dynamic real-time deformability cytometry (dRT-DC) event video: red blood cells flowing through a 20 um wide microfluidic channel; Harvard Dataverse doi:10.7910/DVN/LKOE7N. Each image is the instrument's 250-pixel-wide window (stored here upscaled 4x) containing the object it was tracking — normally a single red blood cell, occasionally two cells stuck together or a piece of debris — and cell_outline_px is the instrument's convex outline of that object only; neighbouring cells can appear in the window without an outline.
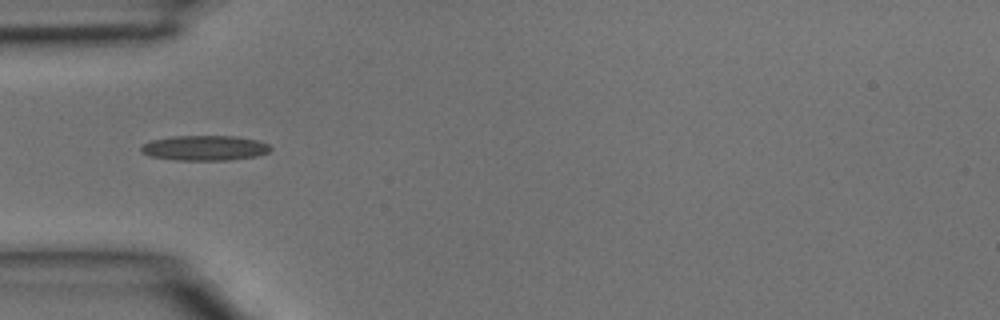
{"species": "common noctule bat (a hibernating species)", "species_latin": "Nyctalus noctula", "temperature_condition": "room temperature", "stored_images_in_passage": 39, "camera_frame_rate_fps": 3000, "um_per_image_px": 0.085, "animal": {"sex": "male", "body_mass_g": 15.6}, "frame": {"image": 1, "passage_image": 12, "time_ms": 3.667, "image_size_px": [1000, 320], "cell_outline_px": [[272, 148], [268, 152], [256, 156], [228, 160], [176, 160], [152, 156], [140, 152], [140, 144], [152, 140], [172, 136], [236, 136], [256, 140], [268, 144]], "centroid_in_image_um": [17.36, 12.57], "position_along_channel_um": 67.6, "area_um2": 18.9}}
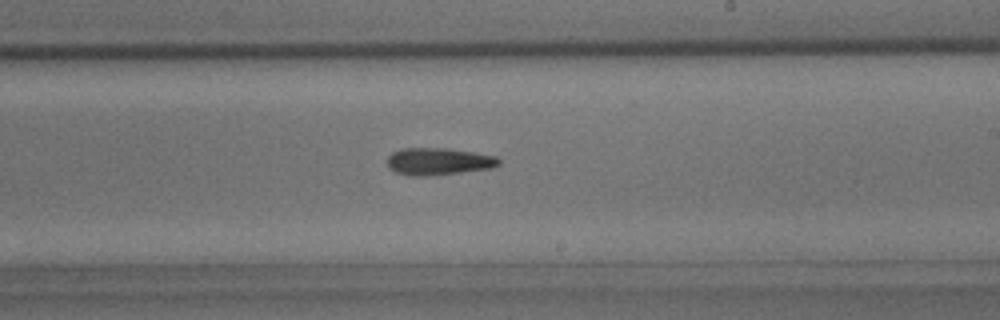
{"frame": {"image": 2, "passage_image": 23, "time_ms": 7.333, "image_size_px": [1000, 320], "cell_outline_px": [[500, 164], [492, 168], [460, 172], [424, 176], [408, 176], [396, 172], [388, 168], [388, 156], [392, 152], [404, 148], [448, 148], [476, 152], [496, 156], [500, 160]], "centroid_in_image_um": [37.27, 13.71], "position_along_channel_um": 251.7, "area_um2": 17.74}}
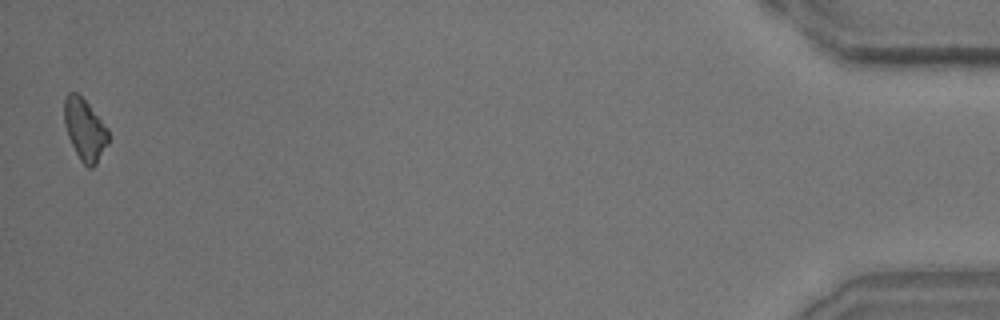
{"frame": {"image": 3, "passage_image": 39, "time_ms": 12.667, "image_size_px": [1000, 320], "cell_outline_px": [[108, 144], [96, 164], [92, 168], [88, 168], [80, 160], [68, 136], [64, 124], [64, 100], [68, 92], [76, 92], [88, 104], [108, 128]], "centroid_in_image_um": [7.2, 11.02], "position_along_channel_um": 428.0, "area_um2": 15.72}}